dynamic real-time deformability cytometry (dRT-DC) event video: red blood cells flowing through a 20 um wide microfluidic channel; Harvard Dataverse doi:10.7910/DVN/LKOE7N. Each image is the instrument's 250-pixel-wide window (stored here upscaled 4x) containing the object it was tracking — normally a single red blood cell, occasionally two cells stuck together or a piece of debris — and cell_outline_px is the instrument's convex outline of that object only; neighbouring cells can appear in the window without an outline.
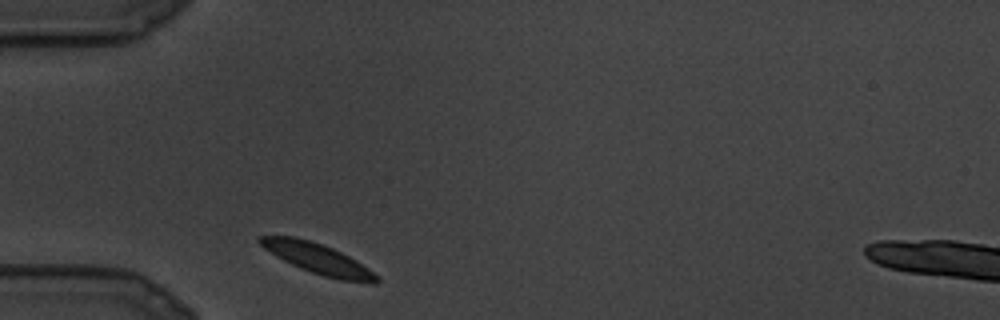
{"species": "common noctule bat (a hibernating species)", "species_latin": "Nyctalus noctula", "temperature_condition": "cold", "stored_images_in_passage": 9, "camera_frame_rate_fps": 3000, "um_per_image_px": 0.085, "animal": {"sex": "male", "body_mass_g": 19.5, "forearm_length_mm": 54.6}, "frame": {"image": 1, "passage_image": 1, "time_ms": 0.0, "image_size_px": [1000, 320], "cell_outline_px": [[380, 280], [376, 284], [372, 284], [340, 280], [324, 276], [300, 268], [276, 256], [264, 248], [256, 240], [256, 236], [296, 236], [332, 248], [356, 260], [368, 268]], "centroid_in_image_um": [27.0, 21.99], "position_along_channel_um": 58.0, "area_um2": 20.4}}
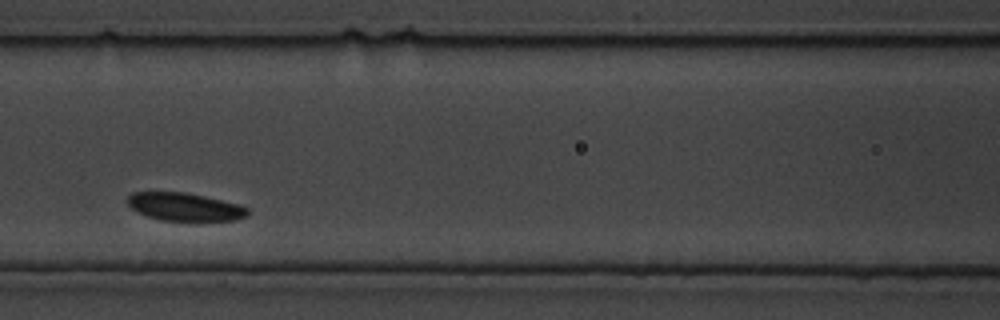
{"frame": {"image": 2, "passage_image": 6, "time_ms": 1.667, "image_size_px": [1000, 320], "cell_outline_px": [[248, 216], [236, 220], [160, 220], [136, 212], [128, 204], [128, 196], [132, 192], [184, 192], [204, 196], [240, 204], [248, 208]], "centroid_in_image_um": [15.71, 17.57], "position_along_channel_um": 150.9, "area_um2": 19.48}}
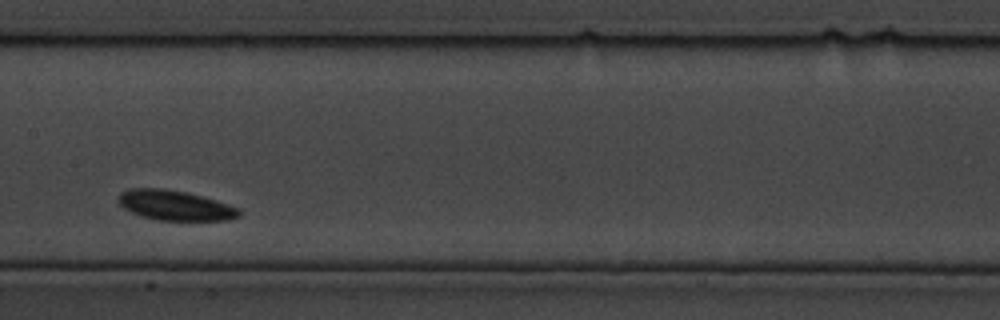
{"frame": {"image": 3, "passage_image": 8, "time_ms": 2.333, "image_size_px": [1000, 320], "cell_outline_px": [[240, 216], [228, 220], [156, 220], [140, 216], [124, 208], [120, 204], [120, 192], [128, 188], [164, 188], [188, 192], [216, 200], [240, 208]], "centroid_in_image_um": [14.89, 17.45], "position_along_channel_um": 192.5, "area_um2": 21.15}}